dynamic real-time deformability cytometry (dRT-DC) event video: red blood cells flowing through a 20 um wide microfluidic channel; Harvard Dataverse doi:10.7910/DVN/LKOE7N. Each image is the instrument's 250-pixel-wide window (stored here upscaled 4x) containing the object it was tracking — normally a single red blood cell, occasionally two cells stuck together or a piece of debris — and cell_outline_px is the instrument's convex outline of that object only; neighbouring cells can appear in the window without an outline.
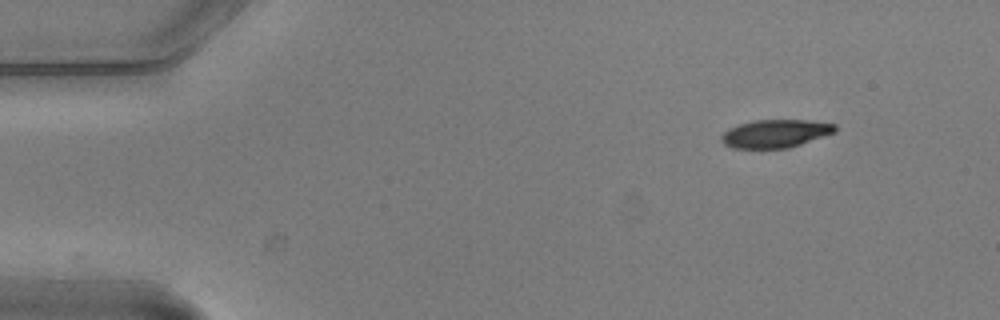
{"species": "common noctule bat (a hibernating species)", "species_latin": "Nyctalus noctula", "temperature_condition": "warm", "stored_images_in_passage": 3, "camera_frame_rate_fps": 3000, "um_per_image_px": 0.085, "animal": {"sex": "male", "body_mass_g": 20.5, "forearm_length_mm": 52.5}, "frame": {"image": 1, "passage_image": 1, "time_ms": 0.0, "image_size_px": [1000, 320], "cell_outline_px": [[836, 132], [788, 148], [732, 148], [724, 144], [720, 140], [720, 136], [728, 128], [752, 120], [808, 120], [836, 124]], "centroid_in_image_um": [65.89, 11.35], "position_along_channel_um": 19.1, "area_um2": 18.61}}
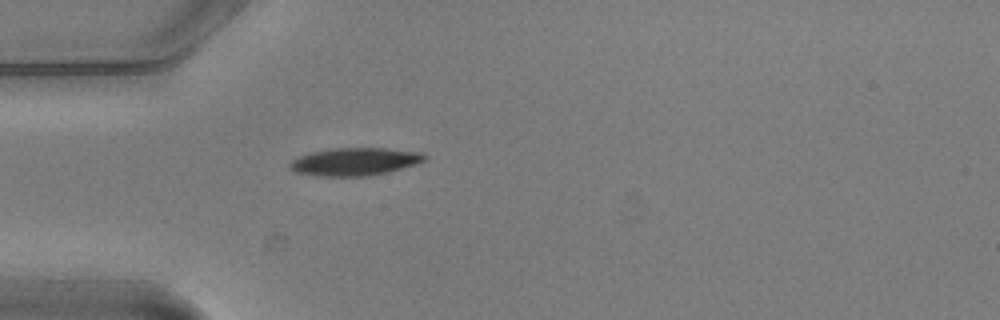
{"frame": {"image": 2, "passage_image": 3, "time_ms": 0.667, "image_size_px": [1000, 320], "cell_outline_px": [[428, 160], [420, 164], [388, 172], [368, 176], [316, 176], [296, 172], [288, 168], [288, 164], [292, 160], [300, 156], [312, 152], [332, 148], [384, 148], [424, 152], [428, 156]], "centroid_in_image_um": [30.23, 13.74], "position_along_channel_um": 54.8, "area_um2": 22.2}}